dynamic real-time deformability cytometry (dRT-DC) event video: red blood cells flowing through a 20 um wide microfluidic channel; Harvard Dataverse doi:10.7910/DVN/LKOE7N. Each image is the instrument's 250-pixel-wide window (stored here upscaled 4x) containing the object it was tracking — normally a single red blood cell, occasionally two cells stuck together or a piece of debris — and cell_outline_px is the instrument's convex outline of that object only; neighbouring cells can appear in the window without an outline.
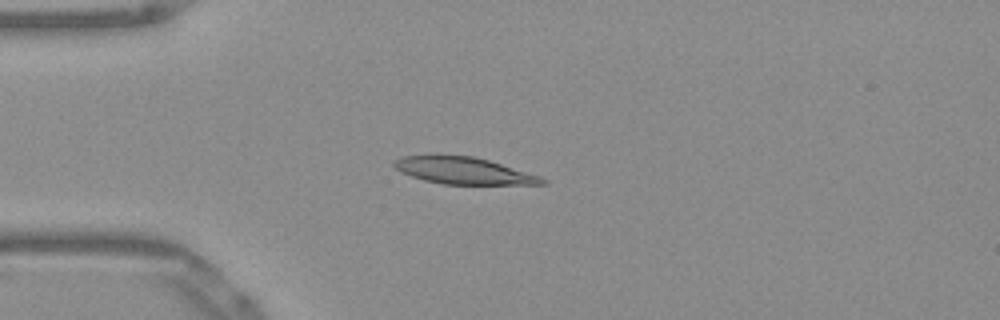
{"species": "Egyptian fruit bat (a non-hibernating species)", "species_latin": "Rousettus aegyptiacus", "temperature_condition": "warm", "stored_images_in_passage": 40, "camera_frame_rate_fps": 3000, "um_per_image_px": 0.085, "frame": {"image": 1, "passage_image": 2, "time_ms": 0.333, "image_size_px": [1000, 320], "cell_outline_px": [[548, 184], [440, 184], [424, 180], [400, 172], [392, 164], [392, 160], [400, 156], [436, 152], [472, 156], [488, 160], [540, 176], [548, 180]], "centroid_in_image_um": [39.29, 14.46], "position_along_channel_um": 45.7, "area_um2": 23.93}}
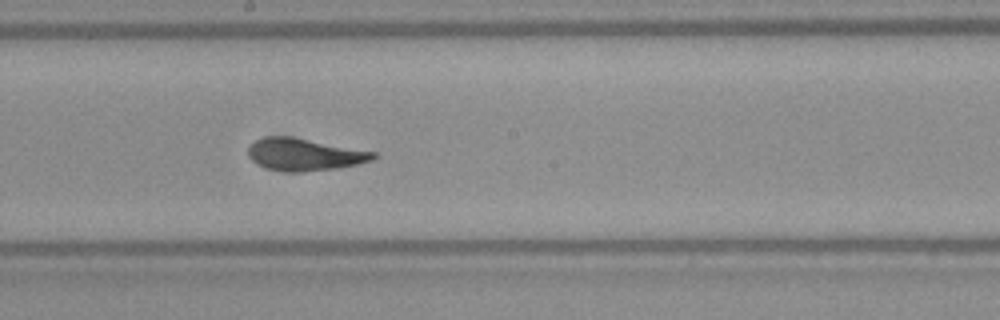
{"frame": {"image": 2, "passage_image": 17, "time_ms": 5.333, "image_size_px": [1000, 320], "cell_outline_px": [[376, 156], [372, 160], [356, 164], [336, 168], [300, 172], [288, 172], [268, 168], [252, 160], [248, 156], [248, 148], [256, 140], [264, 136], [292, 136], [376, 152]], "centroid_in_image_um": [25.87, 13.12], "position_along_channel_um": 222.3, "area_um2": 23.29}}
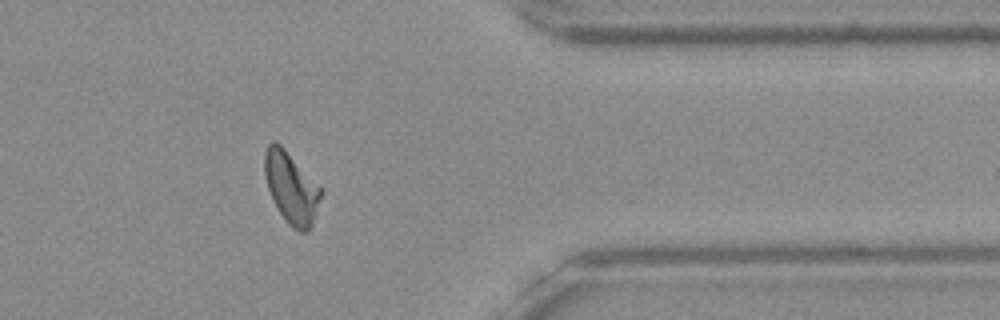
{"frame": {"image": 3, "passage_image": 31, "time_ms": 10.0, "image_size_px": [1000, 320], "cell_outline_px": [[324, 192], [312, 228], [308, 232], [300, 232], [288, 224], [272, 200], [268, 188], [264, 172], [264, 152], [268, 144], [272, 140], [276, 140], [284, 148]], "centroid_in_image_um": [24.76, 15.99], "position_along_channel_um": 386.6, "area_um2": 23.47}, "authors_computed_cell_mechanics": {"area_um2": 23.0044, "velocity_mm_per_s": 3.8767, "shape_relaxation_time_tau1_ms": 4.2949, "shape_relaxation_time_tau2_ms": 1.4931, "deformation_change_tau1": 0.1929, "deformation_change_tau2": 0.0928}}